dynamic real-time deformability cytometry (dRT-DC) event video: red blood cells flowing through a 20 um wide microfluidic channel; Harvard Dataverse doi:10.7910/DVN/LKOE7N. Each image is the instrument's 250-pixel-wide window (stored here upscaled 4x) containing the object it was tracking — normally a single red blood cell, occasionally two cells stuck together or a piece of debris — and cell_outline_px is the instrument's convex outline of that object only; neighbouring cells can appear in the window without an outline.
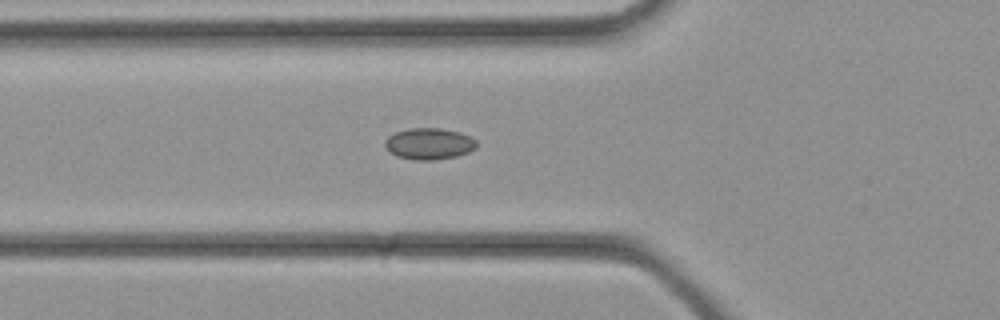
{"species": "common noctule bat (a hibernating species)", "species_latin": "Nyctalus noctula", "temperature_condition": "cold", "stored_images_in_passage": 32, "camera_frame_rate_fps": 3000, "um_per_image_px": 0.085, "animal": {"sex": "female", "body_mass_g": 21.9}, "frame": {"image": 1, "passage_image": 13, "time_ms": 4.0, "image_size_px": [1000, 320], "cell_outline_px": [[476, 148], [468, 152], [456, 156], [432, 160], [416, 160], [396, 156], [384, 144], [384, 140], [388, 136], [396, 132], [408, 128], [440, 128], [460, 132], [476, 140]], "centroid_in_image_um": [36.47, 12.21], "position_along_channel_um": 89.3, "area_um2": 16.65}}
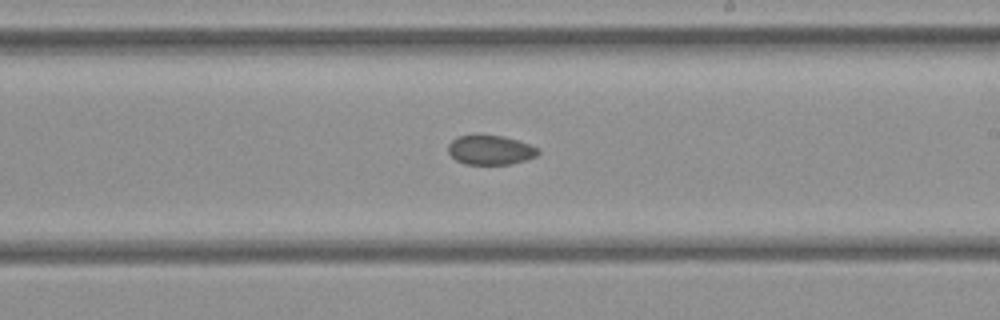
{"frame": {"image": 2, "passage_image": 21, "time_ms": 6.667, "image_size_px": [1000, 320], "cell_outline_px": [[540, 152], [536, 156], [524, 160], [508, 164], [464, 164], [456, 160], [448, 152], [448, 144], [456, 136], [504, 136], [540, 148]], "centroid_in_image_um": [41.67, 12.76], "position_along_channel_um": 247.3, "area_um2": 15.2}}
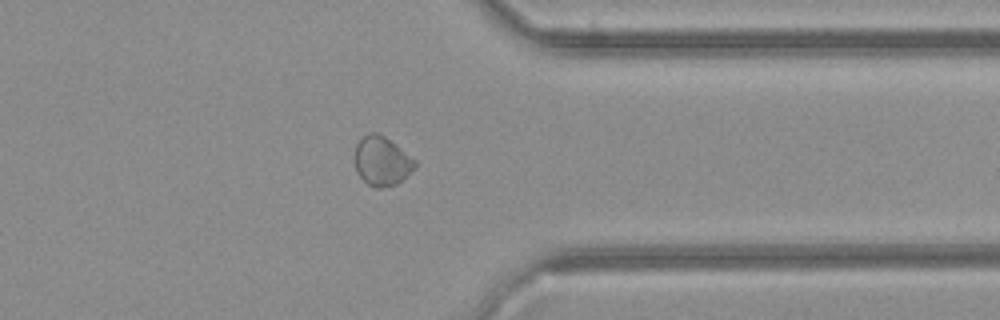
{"frame": {"image": 3, "passage_image": 28, "time_ms": 9.0, "image_size_px": [1000, 320], "cell_outline_px": [[416, 168], [396, 184], [380, 188], [372, 188], [356, 172], [356, 144], [368, 132], [376, 132], [384, 136], [416, 160]], "centroid_in_image_um": [32.46, 13.7], "position_along_channel_um": 378.9, "area_um2": 17.05}}